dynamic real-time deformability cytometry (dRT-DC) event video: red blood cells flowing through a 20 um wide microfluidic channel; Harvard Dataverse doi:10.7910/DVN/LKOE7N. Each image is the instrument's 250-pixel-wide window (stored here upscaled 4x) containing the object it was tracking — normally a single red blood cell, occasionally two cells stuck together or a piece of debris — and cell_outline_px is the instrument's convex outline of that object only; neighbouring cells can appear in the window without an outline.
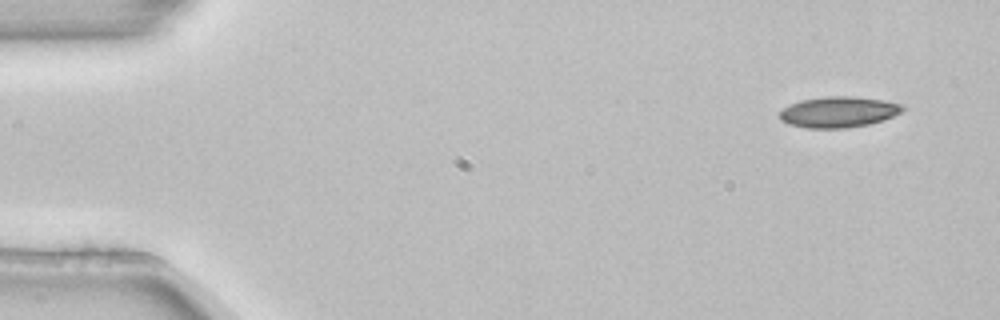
{"species": "common noctule bat (a hibernating species)", "species_latin": "Nyctalus noctula", "temperature_condition": "room temperature", "stored_images_in_passage": 4, "camera_frame_rate_fps": 3000, "um_per_image_px": 0.085, "animal": {"sex": "female", "body_mass_g": 22.7, "forearm_length_mm": 54.2}, "frame": {"image": 1, "passage_image": 1, "time_ms": 0.0, "image_size_px": [1000, 320], "cell_outline_px": [[908, 108], [884, 120], [868, 124], [844, 128], [808, 128], [788, 124], [780, 120], [780, 112], [788, 104], [800, 100], [824, 96], [852, 96], [880, 100], [900, 104]], "centroid_in_image_um": [71.24, 9.51], "position_along_channel_um": 13.8, "area_um2": 22.08}}
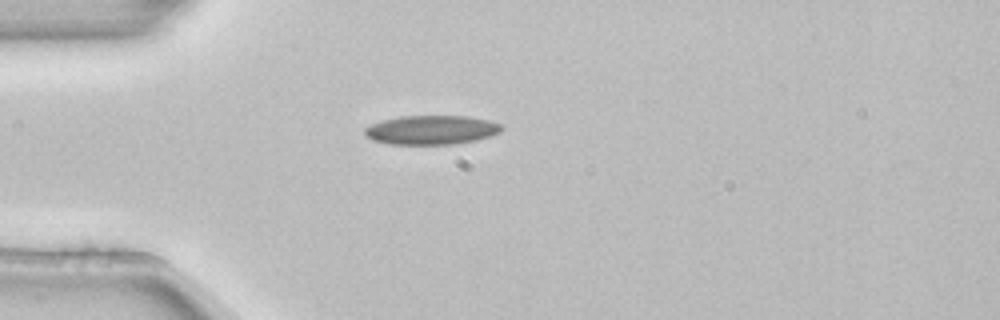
{"frame": {"image": 2, "passage_image": 4, "time_ms": 1.0, "image_size_px": [1000, 320], "cell_outline_px": [[504, 128], [500, 132], [488, 136], [472, 140], [452, 144], [392, 144], [372, 140], [364, 136], [364, 128], [372, 124], [384, 120], [400, 116], [468, 116], [488, 120], [500, 124]], "centroid_in_image_um": [36.63, 11.04], "position_along_channel_um": 48.4, "area_um2": 23.0}}